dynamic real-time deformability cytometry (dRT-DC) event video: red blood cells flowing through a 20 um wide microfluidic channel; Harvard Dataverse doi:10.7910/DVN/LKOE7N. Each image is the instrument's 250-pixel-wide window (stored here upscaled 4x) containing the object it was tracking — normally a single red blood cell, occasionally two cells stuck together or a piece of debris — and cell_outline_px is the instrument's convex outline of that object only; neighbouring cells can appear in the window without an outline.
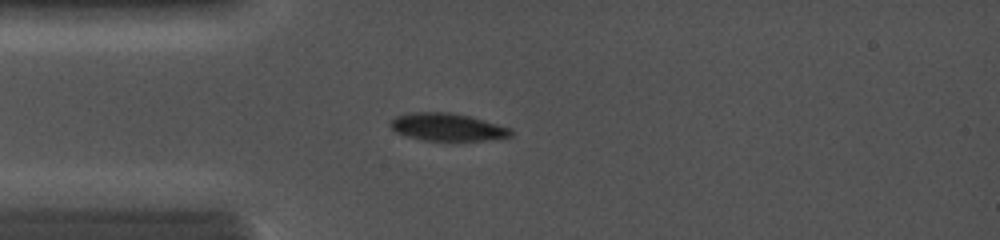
{"species": "common noctule bat (a hibernating species)", "species_latin": "Nyctalus noctula", "temperature_condition": "cold", "stored_images_in_passage": 71, "camera_frame_rate_fps": 5000, "um_per_image_px": 0.085, "animal": {"sex": "female", "body_mass_g": 19.0, "forearm_length_mm": 56.7}, "frame": {"image": 1, "passage_image": 21, "time_ms": 3.4, "image_size_px": [1000, 240], "cell_outline_px": [[512, 136], [484, 140], [420, 140], [404, 136], [396, 132], [388, 124], [396, 116], [404, 112], [448, 112], [468, 116], [484, 120], [512, 128]], "centroid_in_image_um": [37.97, 10.79], "position_along_channel_um": 47.0, "area_um2": 19.42}}
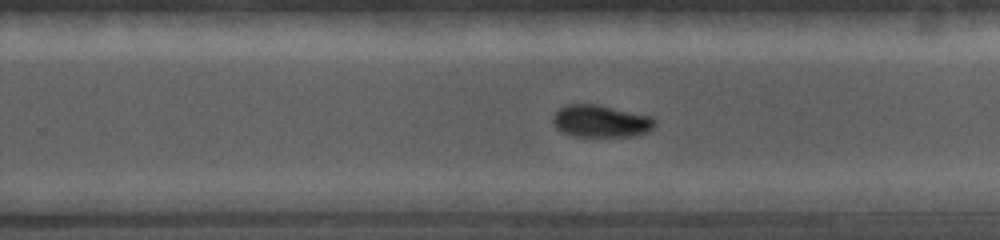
{"frame": {"image": 2, "passage_image": 50, "time_ms": 8.8, "image_size_px": [1000, 240], "cell_outline_px": [[656, 124], [648, 132], [636, 136], [572, 136], [560, 132], [552, 124], [552, 116], [564, 104], [596, 104], [652, 116], [656, 120]], "centroid_in_image_um": [51.05, 10.3], "position_along_channel_um": 278.8, "area_um2": 19.42}}
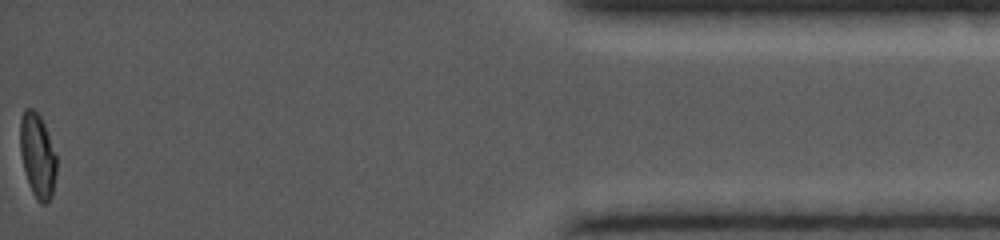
{"frame": {"image": 3, "passage_image": 71, "time_ms": 13.8, "image_size_px": [1000, 240], "cell_outline_px": [[56, 172], [52, 196], [48, 204], [40, 204], [36, 200], [32, 192], [24, 168], [20, 152], [20, 116], [24, 108], [32, 108], [40, 116], [44, 124], [56, 156]], "centroid_in_image_um": [3.18, 13.23], "position_along_channel_um": 432.0, "area_um2": 17.86}}